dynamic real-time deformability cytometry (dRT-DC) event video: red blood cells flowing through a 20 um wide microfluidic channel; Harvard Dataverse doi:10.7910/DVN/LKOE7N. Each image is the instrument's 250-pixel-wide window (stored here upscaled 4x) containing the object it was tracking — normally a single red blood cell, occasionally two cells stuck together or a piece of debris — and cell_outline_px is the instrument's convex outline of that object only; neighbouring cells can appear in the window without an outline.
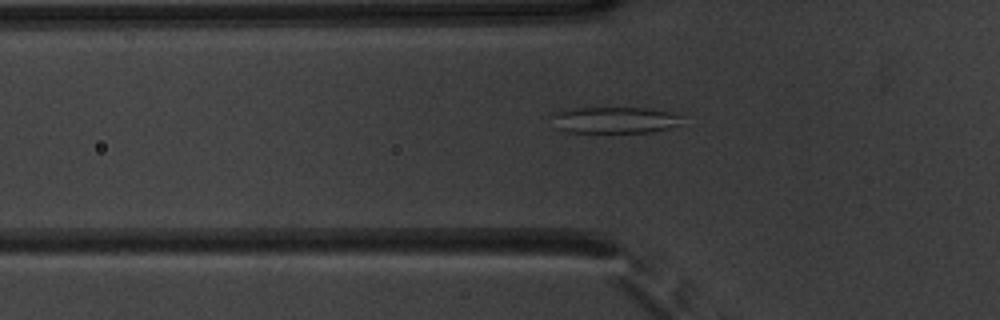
{"species": "common noctule bat (a hibernating species)", "species_latin": "Nyctalus noctula", "temperature_condition": "warm", "stored_images_in_passage": 52, "camera_frame_rate_fps": 3000, "um_per_image_px": 0.085, "animal": {"sex": "male", "body_mass_g": 20.1, "forearm_length_mm": 53.5}, "frame": {"image": 1, "passage_image": 18, "time_ms": 5.667, "image_size_px": [1000, 320], "cell_outline_px": [[680, 124], [668, 128], [652, 132], [568, 132], [556, 128], [548, 116], [556, 112], [572, 108], [644, 108], [668, 112], [680, 116]], "centroid_in_image_um": [52.14, 10.21], "position_along_channel_um": 73.7, "area_um2": 19.94}}
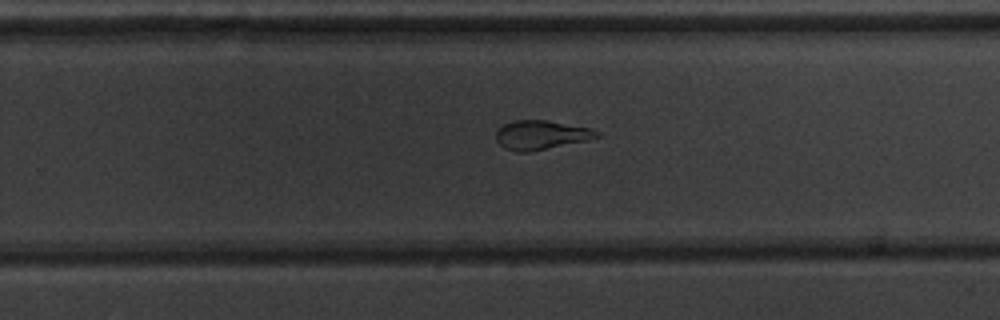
{"frame": {"image": 2, "passage_image": 34, "time_ms": 11.0, "image_size_px": [1000, 320], "cell_outline_px": [[600, 136], [588, 140], [528, 152], [516, 152], [504, 148], [496, 140], [496, 132], [504, 124], [512, 120], [544, 120], [592, 128], [600, 132]], "centroid_in_image_um": [45.99, 11.47], "position_along_channel_um": 283.8, "area_um2": 17.05}}
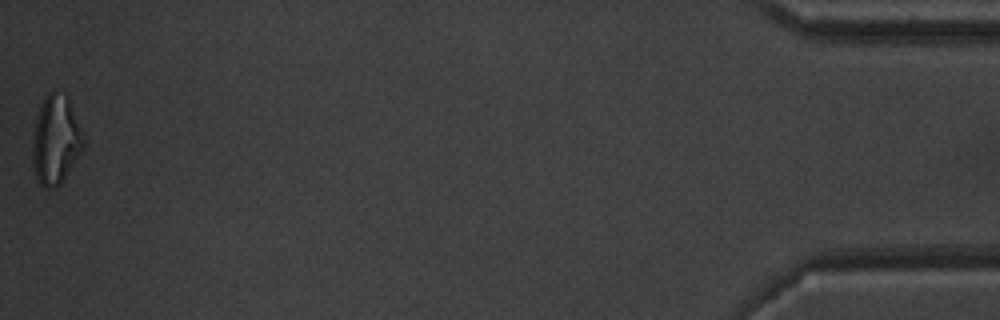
{"frame": {"image": 3, "passage_image": 52, "time_ms": 17.0, "image_size_px": [1000, 320], "cell_outline_px": [[84, 148], [60, 184], [56, 188], [44, 188], [36, 180], [32, 160], [32, 140], [36, 120], [40, 108], [48, 92], [52, 92], [68, 96], [84, 132]], "centroid_in_image_um": [4.75, 11.93], "position_along_channel_um": 430.4, "area_um2": 26.47}, "authors_computed_cell_mechanics": {"area_um2": 21.7906, "velocity_mm_per_s": 3.9284, "shape_relaxation_time_tau1_ms": null, "shape_relaxation_time_tau2_ms": 1.6083, "deformation_change_tau1": null, "deformation_change_tau2": 0.0853}}